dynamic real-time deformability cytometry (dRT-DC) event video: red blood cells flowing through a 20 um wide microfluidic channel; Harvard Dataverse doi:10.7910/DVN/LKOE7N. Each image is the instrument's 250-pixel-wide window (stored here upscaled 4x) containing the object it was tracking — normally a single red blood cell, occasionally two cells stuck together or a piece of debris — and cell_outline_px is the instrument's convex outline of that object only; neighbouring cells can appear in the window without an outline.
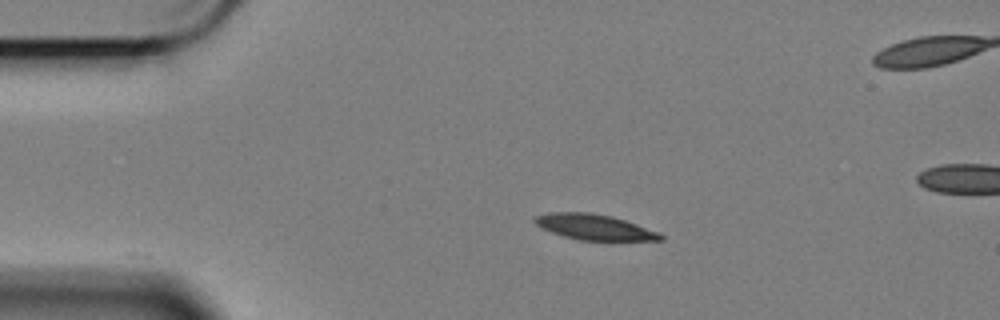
{"species": "Egyptian fruit bat (a non-hibernating species)", "species_latin": "Rousettus aegyptiacus", "temperature_condition": "cold", "stored_images_in_passage": 13, "camera_frame_rate_fps": 3000, "um_per_image_px": 0.085, "animal": {"sex": "female"}, "frame": {"image": 1, "passage_image": 1, "time_ms": 0.0, "image_size_px": [1000, 320], "cell_outline_px": [[664, 240], [580, 240], [564, 236], [540, 228], [532, 220], [536, 216], [552, 212], [592, 212], [612, 216], [660, 232], [664, 236]], "centroid_in_image_um": [50.52, 19.29], "position_along_channel_um": 34.5, "area_um2": 18.67}}
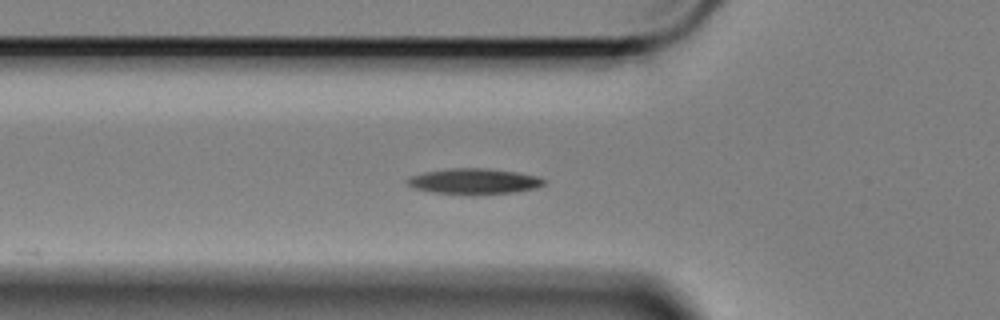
{"frame": {"image": 2, "passage_image": 9, "time_ms": 2.667, "image_size_px": [1000, 320], "cell_outline_px": [[548, 180], [544, 184], [536, 188], [516, 192], [432, 192], [416, 188], [408, 184], [404, 180], [412, 176], [424, 172], [452, 168], [488, 168], [516, 172], [540, 176]], "centroid_in_image_um": [40.36, 15.36], "position_along_channel_um": 85.4, "area_um2": 19.65}}
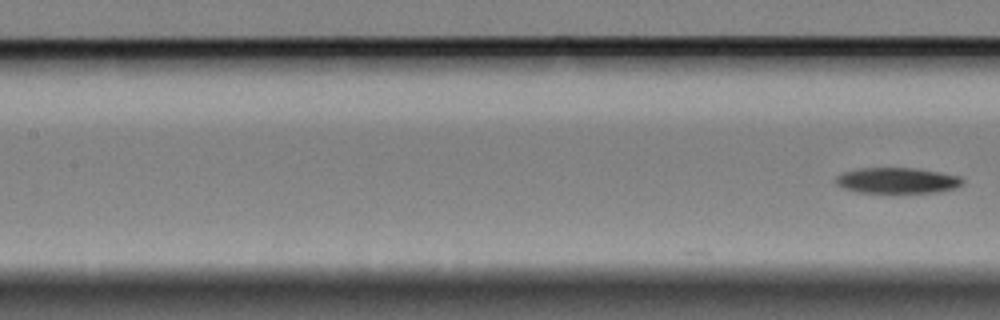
{"frame": {"image": 3, "passage_image": 13, "time_ms": 4.0, "image_size_px": [1000, 320], "cell_outline_px": [[964, 184], [956, 188], [936, 192], [856, 192], [844, 188], [836, 184], [832, 180], [836, 176], [844, 172], [860, 168], [916, 168], [960, 176], [964, 180]], "centroid_in_image_um": [76.25, 15.34], "position_along_channel_um": 131.1, "area_um2": 19.02}}